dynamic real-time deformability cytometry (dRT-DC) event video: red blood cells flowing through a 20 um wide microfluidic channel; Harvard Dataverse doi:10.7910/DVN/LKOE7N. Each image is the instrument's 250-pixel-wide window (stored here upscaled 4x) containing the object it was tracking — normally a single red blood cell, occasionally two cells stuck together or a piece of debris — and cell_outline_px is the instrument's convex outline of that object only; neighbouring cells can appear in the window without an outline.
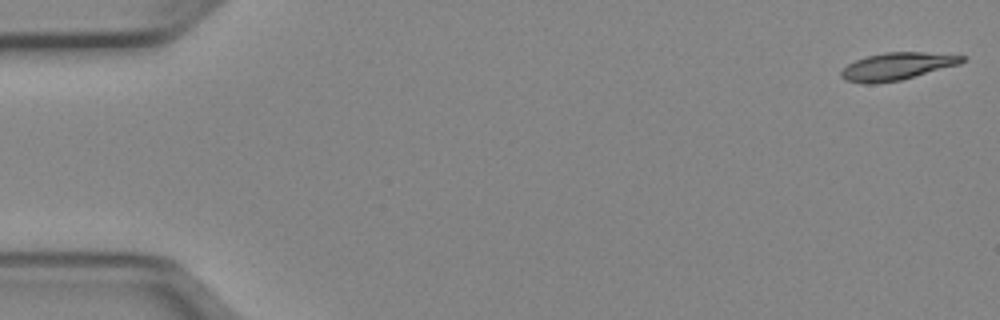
{"species": "Egyptian fruit bat (a non-hibernating species)", "species_latin": "Rousettus aegyptiacus", "temperature_condition": "cold", "stored_images_in_passage": 51, "camera_frame_rate_fps": 3000, "um_per_image_px": 0.085, "animal": {"sex": "female"}, "frame": {"image": 1, "passage_image": 1, "time_ms": 0.0, "image_size_px": [1000, 320], "cell_outline_px": [[968, 56], [960, 64], [900, 80], [876, 84], [864, 84], [844, 80], [840, 76], [840, 72], [848, 64], [856, 60], [868, 56], [884, 52], [924, 52]], "centroid_in_image_um": [76.23, 5.64], "position_along_channel_um": 8.8, "area_um2": 19.31}}
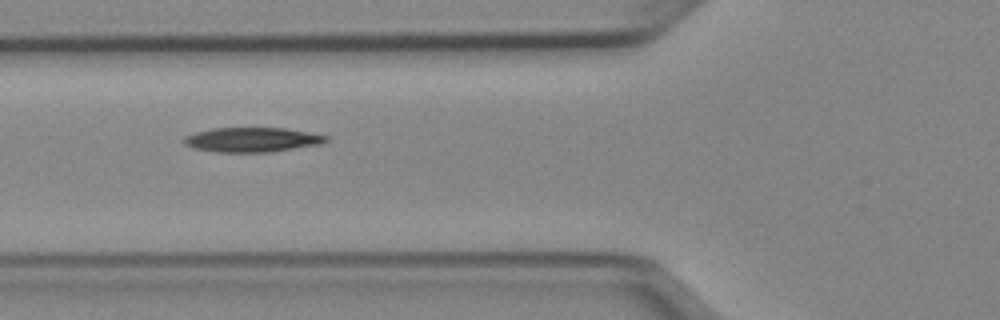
{"frame": {"image": 2, "passage_image": 19, "time_ms": 6.0, "image_size_px": [1000, 320], "cell_outline_px": [[328, 140], [320, 144], [268, 152], [216, 152], [192, 148], [184, 144], [184, 136], [196, 132], [212, 128], [284, 128], [308, 132], [328, 136]], "centroid_in_image_um": [21.39, 11.87], "position_along_channel_um": 104.4, "area_um2": 20.23}}
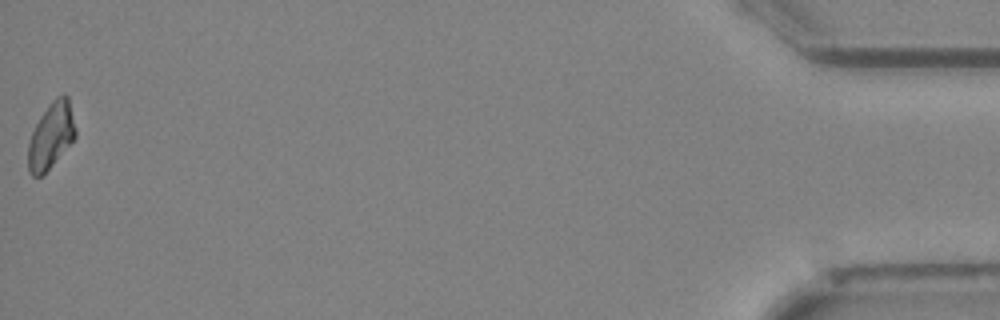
{"frame": {"image": 3, "passage_image": 51, "time_ms": 16.667, "image_size_px": [1000, 320], "cell_outline_px": [[76, 136], [52, 164], [40, 176], [32, 176], [28, 172], [28, 144], [32, 132], [40, 116], [52, 100], [56, 96], [64, 92], [68, 96], [76, 128]], "centroid_in_image_um": [4.34, 11.48], "position_along_channel_um": 430.9, "area_um2": 17.98}, "authors_computed_cell_mechanics": {"area_um2": 19.8254, "velocity_mm_per_s": 3.9624, "shape_relaxation_time_tau1_ms": 4.8524, "shape_relaxation_time_tau2_ms": null, "deformation_change_tau1": 0.1399, "deformation_change_tau2": null}}